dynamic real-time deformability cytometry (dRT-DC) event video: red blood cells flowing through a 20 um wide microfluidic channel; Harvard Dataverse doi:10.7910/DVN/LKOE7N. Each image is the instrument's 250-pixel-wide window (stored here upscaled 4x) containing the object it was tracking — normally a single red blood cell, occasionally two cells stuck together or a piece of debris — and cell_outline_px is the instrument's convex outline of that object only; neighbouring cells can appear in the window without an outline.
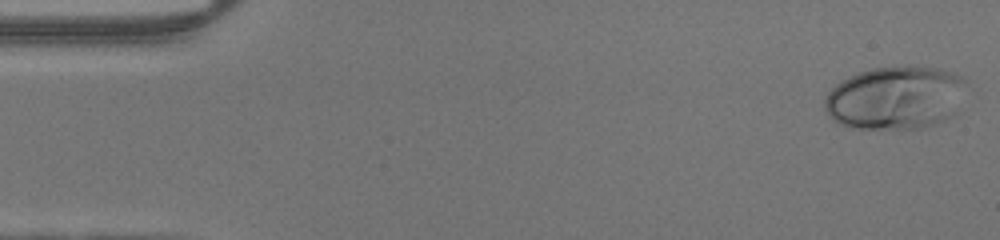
{"species": "human", "species_latin": "Homo sapiens", "temperature_condition": "warm", "stored_images_in_passage": 47, "camera_frame_rate_fps": 3000, "um_per_image_px": 0.085, "donor": {"sex": "male"}, "frame": {"image": 1, "passage_image": 1, "time_ms": 0.0, "image_size_px": [1000, 240], "cell_outline_px": [[968, 84], [956, 116], [920, 128], [852, 128], [840, 124], [832, 120], [828, 116], [824, 108], [824, 96], [840, 80], [860, 72], [872, 68], [940, 68], [952, 72], [968, 80]], "centroid_in_image_um": [76.14, 8.33], "position_along_channel_um": 8.9, "area_um2": 52.42}}
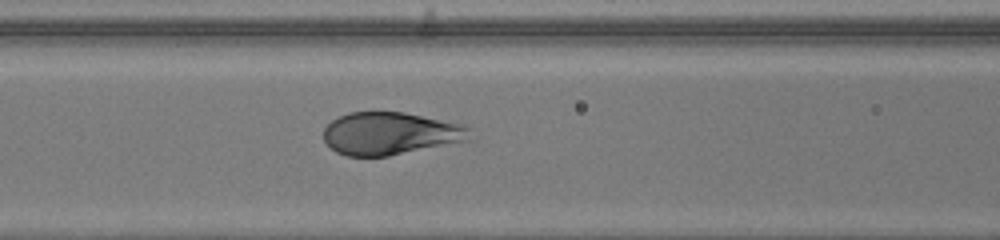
{"frame": {"image": 2, "passage_image": 19, "time_ms": 6.0, "image_size_px": [1000, 240], "cell_outline_px": [[472, 128], [468, 140], [388, 156], [348, 156], [336, 152], [324, 140], [324, 128], [332, 120], [348, 112], [404, 112], [460, 124]], "centroid_in_image_um": [33.15, 11.34], "position_along_channel_um": 133.4, "area_um2": 35.95}}
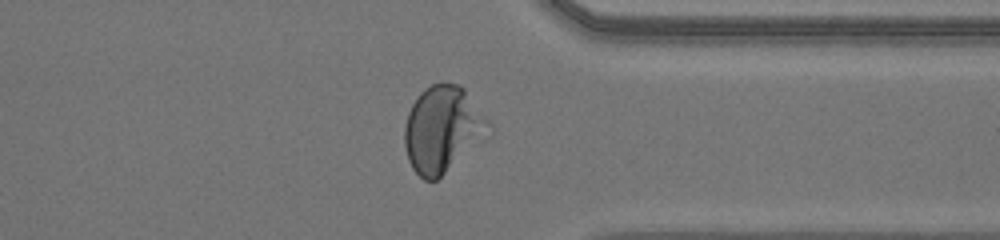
{"frame": {"image": 3, "passage_image": 36, "time_ms": 11.667, "image_size_px": [1000, 240], "cell_outline_px": [[472, 120], [444, 172], [436, 180], [424, 180], [412, 168], [408, 160], [404, 144], [404, 128], [408, 112], [412, 104], [420, 92], [432, 84], [460, 84], [464, 88], [472, 116]], "centroid_in_image_um": [37.06, 10.91], "position_along_channel_um": 374.3, "area_um2": 34.28}}